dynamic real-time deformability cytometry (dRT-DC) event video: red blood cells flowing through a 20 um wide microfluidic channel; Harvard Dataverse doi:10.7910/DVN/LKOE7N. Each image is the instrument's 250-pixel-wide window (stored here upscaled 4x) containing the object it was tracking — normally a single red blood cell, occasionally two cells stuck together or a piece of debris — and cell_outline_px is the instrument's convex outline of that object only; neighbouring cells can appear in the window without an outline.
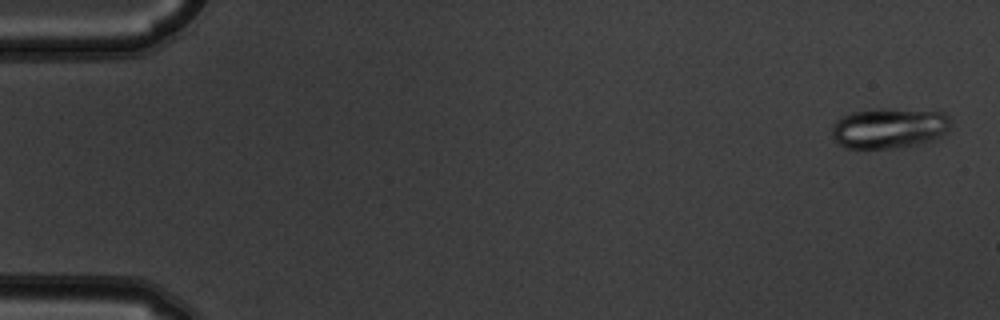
{"species": "common noctule bat (a hibernating species)", "species_latin": "Nyctalus noctula", "temperature_condition": "warm", "stored_images_in_passage": 4, "camera_frame_rate_fps": 3000, "um_per_image_px": 0.085, "animal": {"sex": "male", "body_mass_g": 19.5, "forearm_length_mm": 54.6}, "frame": {"image": 1, "passage_image": 1, "time_ms": 0.0, "image_size_px": [1000, 320], "cell_outline_px": [[952, 124], [944, 132], [932, 140], [900, 148], [844, 148], [832, 136], [832, 128], [836, 120], [852, 112], [880, 108], [940, 112], [948, 116]], "centroid_in_image_um": [75.55, 10.89], "position_along_channel_um": 9.5, "area_um2": 27.69}}